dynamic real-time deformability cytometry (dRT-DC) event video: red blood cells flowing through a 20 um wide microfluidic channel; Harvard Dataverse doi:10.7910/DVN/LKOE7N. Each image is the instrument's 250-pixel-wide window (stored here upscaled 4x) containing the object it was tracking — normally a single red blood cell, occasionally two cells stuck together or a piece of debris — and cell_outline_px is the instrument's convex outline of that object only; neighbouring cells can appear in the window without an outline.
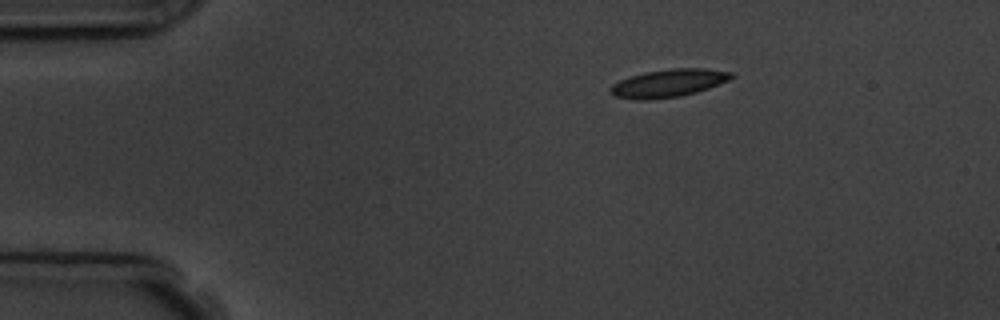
{"species": "common noctule bat (a hibernating species)", "species_latin": "Nyctalus noctula", "temperature_condition": "room temperature", "stored_images_in_passage": 3, "camera_frame_rate_fps": 3000, "um_per_image_px": 0.085, "animal": {"sex": "male", "body_mass_g": 19.5, "forearm_length_mm": 54.6}, "frame": {"image": 1, "passage_image": 1, "time_ms": 0.0, "image_size_px": [1000, 320], "cell_outline_px": [[736, 76], [728, 80], [708, 88], [696, 92], [680, 96], [648, 100], [640, 100], [616, 96], [608, 92], [612, 84], [620, 80], [644, 72], [672, 68], [708, 68], [732, 72]], "centroid_in_image_um": [56.84, 7.06], "position_along_channel_um": 28.2, "area_um2": 19.59}}
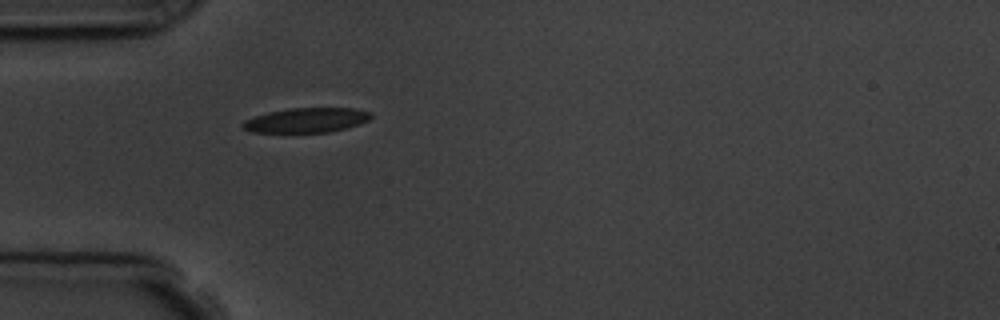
{"frame": {"image": 2, "passage_image": 3, "time_ms": 2.333, "image_size_px": [1000, 320], "cell_outline_px": [[372, 116], [368, 120], [360, 124], [348, 128], [328, 132], [252, 132], [244, 128], [240, 124], [244, 120], [268, 112], [292, 108], [356, 108], [372, 112]], "centroid_in_image_um": [26.09, 10.21], "position_along_channel_um": 58.9, "area_um2": 18.44}}